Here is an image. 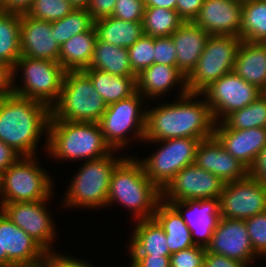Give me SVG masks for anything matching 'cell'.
Wrapping results in <instances>:
<instances>
[{
  "label": "cell",
  "instance_id": "cell-1",
  "mask_svg": "<svg viewBox=\"0 0 266 267\" xmlns=\"http://www.w3.org/2000/svg\"><path fill=\"white\" fill-rule=\"evenodd\" d=\"M179 92L177 102L146 109V142L179 137L202 141L213 137L216 122L206 99L197 101L201 93L188 92L186 86H181Z\"/></svg>",
  "mask_w": 266,
  "mask_h": 267
},
{
  "label": "cell",
  "instance_id": "cell-53",
  "mask_svg": "<svg viewBox=\"0 0 266 267\" xmlns=\"http://www.w3.org/2000/svg\"><path fill=\"white\" fill-rule=\"evenodd\" d=\"M69 3L75 8H84L88 7L90 0H68Z\"/></svg>",
  "mask_w": 266,
  "mask_h": 267
},
{
  "label": "cell",
  "instance_id": "cell-2",
  "mask_svg": "<svg viewBox=\"0 0 266 267\" xmlns=\"http://www.w3.org/2000/svg\"><path fill=\"white\" fill-rule=\"evenodd\" d=\"M51 108L14 93L0 98V140L21 157H36L43 132L48 133Z\"/></svg>",
  "mask_w": 266,
  "mask_h": 267
},
{
  "label": "cell",
  "instance_id": "cell-12",
  "mask_svg": "<svg viewBox=\"0 0 266 267\" xmlns=\"http://www.w3.org/2000/svg\"><path fill=\"white\" fill-rule=\"evenodd\" d=\"M262 93L260 89L232 71L213 81L201 95L206 96L207 104L217 123L222 122L230 113L254 102Z\"/></svg>",
  "mask_w": 266,
  "mask_h": 267
},
{
  "label": "cell",
  "instance_id": "cell-37",
  "mask_svg": "<svg viewBox=\"0 0 266 267\" xmlns=\"http://www.w3.org/2000/svg\"><path fill=\"white\" fill-rule=\"evenodd\" d=\"M75 7L68 0H34L27 15L48 22L64 18Z\"/></svg>",
  "mask_w": 266,
  "mask_h": 267
},
{
  "label": "cell",
  "instance_id": "cell-9",
  "mask_svg": "<svg viewBox=\"0 0 266 267\" xmlns=\"http://www.w3.org/2000/svg\"><path fill=\"white\" fill-rule=\"evenodd\" d=\"M241 41L236 36L210 35L195 69L186 78L187 91L201 93L213 81L232 72Z\"/></svg>",
  "mask_w": 266,
  "mask_h": 267
},
{
  "label": "cell",
  "instance_id": "cell-3",
  "mask_svg": "<svg viewBox=\"0 0 266 267\" xmlns=\"http://www.w3.org/2000/svg\"><path fill=\"white\" fill-rule=\"evenodd\" d=\"M161 190L145 175L139 159L124 158L114 169L107 205L119 203L131 209L136 220L153 218Z\"/></svg>",
  "mask_w": 266,
  "mask_h": 267
},
{
  "label": "cell",
  "instance_id": "cell-47",
  "mask_svg": "<svg viewBox=\"0 0 266 267\" xmlns=\"http://www.w3.org/2000/svg\"><path fill=\"white\" fill-rule=\"evenodd\" d=\"M203 267H248V266L241 261L213 254L206 250Z\"/></svg>",
  "mask_w": 266,
  "mask_h": 267
},
{
  "label": "cell",
  "instance_id": "cell-23",
  "mask_svg": "<svg viewBox=\"0 0 266 267\" xmlns=\"http://www.w3.org/2000/svg\"><path fill=\"white\" fill-rule=\"evenodd\" d=\"M209 36L193 21L184 22L171 35L177 51V68L186 78L195 69Z\"/></svg>",
  "mask_w": 266,
  "mask_h": 267
},
{
  "label": "cell",
  "instance_id": "cell-43",
  "mask_svg": "<svg viewBox=\"0 0 266 267\" xmlns=\"http://www.w3.org/2000/svg\"><path fill=\"white\" fill-rule=\"evenodd\" d=\"M87 262L88 261L77 260L66 255H58L54 253V250H50L44 252L39 267H93Z\"/></svg>",
  "mask_w": 266,
  "mask_h": 267
},
{
  "label": "cell",
  "instance_id": "cell-26",
  "mask_svg": "<svg viewBox=\"0 0 266 267\" xmlns=\"http://www.w3.org/2000/svg\"><path fill=\"white\" fill-rule=\"evenodd\" d=\"M129 242L130 256H170L166 233L154 219H139Z\"/></svg>",
  "mask_w": 266,
  "mask_h": 267
},
{
  "label": "cell",
  "instance_id": "cell-52",
  "mask_svg": "<svg viewBox=\"0 0 266 267\" xmlns=\"http://www.w3.org/2000/svg\"><path fill=\"white\" fill-rule=\"evenodd\" d=\"M146 7H163L176 10V0H144Z\"/></svg>",
  "mask_w": 266,
  "mask_h": 267
},
{
  "label": "cell",
  "instance_id": "cell-7",
  "mask_svg": "<svg viewBox=\"0 0 266 267\" xmlns=\"http://www.w3.org/2000/svg\"><path fill=\"white\" fill-rule=\"evenodd\" d=\"M50 177L34 156L20 157L1 174L0 208L5 203L50 199L53 191Z\"/></svg>",
  "mask_w": 266,
  "mask_h": 267
},
{
  "label": "cell",
  "instance_id": "cell-20",
  "mask_svg": "<svg viewBox=\"0 0 266 267\" xmlns=\"http://www.w3.org/2000/svg\"><path fill=\"white\" fill-rule=\"evenodd\" d=\"M20 31L21 56L59 63L60 46L56 42L51 22L38 20L23 13L20 19Z\"/></svg>",
  "mask_w": 266,
  "mask_h": 267
},
{
  "label": "cell",
  "instance_id": "cell-18",
  "mask_svg": "<svg viewBox=\"0 0 266 267\" xmlns=\"http://www.w3.org/2000/svg\"><path fill=\"white\" fill-rule=\"evenodd\" d=\"M165 203L170 204L185 221L193 243L206 248L221 218L219 198Z\"/></svg>",
  "mask_w": 266,
  "mask_h": 267
},
{
  "label": "cell",
  "instance_id": "cell-16",
  "mask_svg": "<svg viewBox=\"0 0 266 267\" xmlns=\"http://www.w3.org/2000/svg\"><path fill=\"white\" fill-rule=\"evenodd\" d=\"M46 201L48 199L5 203L0 209L45 251H50L56 230L52 216L46 210Z\"/></svg>",
  "mask_w": 266,
  "mask_h": 267
},
{
  "label": "cell",
  "instance_id": "cell-5",
  "mask_svg": "<svg viewBox=\"0 0 266 267\" xmlns=\"http://www.w3.org/2000/svg\"><path fill=\"white\" fill-rule=\"evenodd\" d=\"M107 104L83 70L65 72L58 101L51 107V118L62 121L99 122Z\"/></svg>",
  "mask_w": 266,
  "mask_h": 267
},
{
  "label": "cell",
  "instance_id": "cell-14",
  "mask_svg": "<svg viewBox=\"0 0 266 267\" xmlns=\"http://www.w3.org/2000/svg\"><path fill=\"white\" fill-rule=\"evenodd\" d=\"M224 185V181L218 176L193 163L184 167L173 177L161 191V200L177 202L219 198Z\"/></svg>",
  "mask_w": 266,
  "mask_h": 267
},
{
  "label": "cell",
  "instance_id": "cell-28",
  "mask_svg": "<svg viewBox=\"0 0 266 267\" xmlns=\"http://www.w3.org/2000/svg\"><path fill=\"white\" fill-rule=\"evenodd\" d=\"M97 32L95 26L70 38L60 47L59 63L66 70L88 68L94 52Z\"/></svg>",
  "mask_w": 266,
  "mask_h": 267
},
{
  "label": "cell",
  "instance_id": "cell-35",
  "mask_svg": "<svg viewBox=\"0 0 266 267\" xmlns=\"http://www.w3.org/2000/svg\"><path fill=\"white\" fill-rule=\"evenodd\" d=\"M222 123L227 128L236 130L266 128V92L246 107L230 113Z\"/></svg>",
  "mask_w": 266,
  "mask_h": 267
},
{
  "label": "cell",
  "instance_id": "cell-55",
  "mask_svg": "<svg viewBox=\"0 0 266 267\" xmlns=\"http://www.w3.org/2000/svg\"><path fill=\"white\" fill-rule=\"evenodd\" d=\"M0 189H1V173H0Z\"/></svg>",
  "mask_w": 266,
  "mask_h": 267
},
{
  "label": "cell",
  "instance_id": "cell-8",
  "mask_svg": "<svg viewBox=\"0 0 266 267\" xmlns=\"http://www.w3.org/2000/svg\"><path fill=\"white\" fill-rule=\"evenodd\" d=\"M23 69V87L13 84L12 93L52 107L59 99L66 70L60 63L21 56L13 67V83L17 70Z\"/></svg>",
  "mask_w": 266,
  "mask_h": 267
},
{
  "label": "cell",
  "instance_id": "cell-45",
  "mask_svg": "<svg viewBox=\"0 0 266 267\" xmlns=\"http://www.w3.org/2000/svg\"><path fill=\"white\" fill-rule=\"evenodd\" d=\"M204 0H176V11L185 21H194L198 16Z\"/></svg>",
  "mask_w": 266,
  "mask_h": 267
},
{
  "label": "cell",
  "instance_id": "cell-41",
  "mask_svg": "<svg viewBox=\"0 0 266 267\" xmlns=\"http://www.w3.org/2000/svg\"><path fill=\"white\" fill-rule=\"evenodd\" d=\"M144 0H117L112 16L129 22H142L145 12Z\"/></svg>",
  "mask_w": 266,
  "mask_h": 267
},
{
  "label": "cell",
  "instance_id": "cell-19",
  "mask_svg": "<svg viewBox=\"0 0 266 267\" xmlns=\"http://www.w3.org/2000/svg\"><path fill=\"white\" fill-rule=\"evenodd\" d=\"M243 0H204L193 21L209 35L241 38Z\"/></svg>",
  "mask_w": 266,
  "mask_h": 267
},
{
  "label": "cell",
  "instance_id": "cell-22",
  "mask_svg": "<svg viewBox=\"0 0 266 267\" xmlns=\"http://www.w3.org/2000/svg\"><path fill=\"white\" fill-rule=\"evenodd\" d=\"M194 163L218 176L224 183L238 181L248 175V169L228 153L214 136L199 143Z\"/></svg>",
  "mask_w": 266,
  "mask_h": 267
},
{
  "label": "cell",
  "instance_id": "cell-10",
  "mask_svg": "<svg viewBox=\"0 0 266 267\" xmlns=\"http://www.w3.org/2000/svg\"><path fill=\"white\" fill-rule=\"evenodd\" d=\"M143 101V96L136 91L129 98L107 105L98 123L106 143L112 150L128 145L129 137H126V134L128 135L132 129L135 130L132 134L144 141L146 111H143V106L141 107L144 105Z\"/></svg>",
  "mask_w": 266,
  "mask_h": 267
},
{
  "label": "cell",
  "instance_id": "cell-42",
  "mask_svg": "<svg viewBox=\"0 0 266 267\" xmlns=\"http://www.w3.org/2000/svg\"><path fill=\"white\" fill-rule=\"evenodd\" d=\"M176 53L171 36L154 38V63L177 66Z\"/></svg>",
  "mask_w": 266,
  "mask_h": 267
},
{
  "label": "cell",
  "instance_id": "cell-51",
  "mask_svg": "<svg viewBox=\"0 0 266 267\" xmlns=\"http://www.w3.org/2000/svg\"><path fill=\"white\" fill-rule=\"evenodd\" d=\"M21 156L10 146L0 140V173L14 164Z\"/></svg>",
  "mask_w": 266,
  "mask_h": 267
},
{
  "label": "cell",
  "instance_id": "cell-24",
  "mask_svg": "<svg viewBox=\"0 0 266 267\" xmlns=\"http://www.w3.org/2000/svg\"><path fill=\"white\" fill-rule=\"evenodd\" d=\"M233 71L246 82L266 92V43L242 40Z\"/></svg>",
  "mask_w": 266,
  "mask_h": 267
},
{
  "label": "cell",
  "instance_id": "cell-34",
  "mask_svg": "<svg viewBox=\"0 0 266 267\" xmlns=\"http://www.w3.org/2000/svg\"><path fill=\"white\" fill-rule=\"evenodd\" d=\"M184 22L176 10L145 7L143 33L153 38L171 36Z\"/></svg>",
  "mask_w": 266,
  "mask_h": 267
},
{
  "label": "cell",
  "instance_id": "cell-31",
  "mask_svg": "<svg viewBox=\"0 0 266 267\" xmlns=\"http://www.w3.org/2000/svg\"><path fill=\"white\" fill-rule=\"evenodd\" d=\"M83 71L107 105L129 98L136 92L137 77L111 75L96 69Z\"/></svg>",
  "mask_w": 266,
  "mask_h": 267
},
{
  "label": "cell",
  "instance_id": "cell-44",
  "mask_svg": "<svg viewBox=\"0 0 266 267\" xmlns=\"http://www.w3.org/2000/svg\"><path fill=\"white\" fill-rule=\"evenodd\" d=\"M117 0H90L87 11L94 21L112 16Z\"/></svg>",
  "mask_w": 266,
  "mask_h": 267
},
{
  "label": "cell",
  "instance_id": "cell-39",
  "mask_svg": "<svg viewBox=\"0 0 266 267\" xmlns=\"http://www.w3.org/2000/svg\"><path fill=\"white\" fill-rule=\"evenodd\" d=\"M245 224L254 252L266 256V211L245 219Z\"/></svg>",
  "mask_w": 266,
  "mask_h": 267
},
{
  "label": "cell",
  "instance_id": "cell-38",
  "mask_svg": "<svg viewBox=\"0 0 266 267\" xmlns=\"http://www.w3.org/2000/svg\"><path fill=\"white\" fill-rule=\"evenodd\" d=\"M130 64L133 72L138 75L145 68L154 64V38L143 35L128 48Z\"/></svg>",
  "mask_w": 266,
  "mask_h": 267
},
{
  "label": "cell",
  "instance_id": "cell-15",
  "mask_svg": "<svg viewBox=\"0 0 266 267\" xmlns=\"http://www.w3.org/2000/svg\"><path fill=\"white\" fill-rule=\"evenodd\" d=\"M44 252L0 209V267L39 266Z\"/></svg>",
  "mask_w": 266,
  "mask_h": 267
},
{
  "label": "cell",
  "instance_id": "cell-40",
  "mask_svg": "<svg viewBox=\"0 0 266 267\" xmlns=\"http://www.w3.org/2000/svg\"><path fill=\"white\" fill-rule=\"evenodd\" d=\"M206 248L194 245L170 255V267H203Z\"/></svg>",
  "mask_w": 266,
  "mask_h": 267
},
{
  "label": "cell",
  "instance_id": "cell-48",
  "mask_svg": "<svg viewBox=\"0 0 266 267\" xmlns=\"http://www.w3.org/2000/svg\"><path fill=\"white\" fill-rule=\"evenodd\" d=\"M248 175L266 186V145L257 155L253 165L248 169Z\"/></svg>",
  "mask_w": 266,
  "mask_h": 267
},
{
  "label": "cell",
  "instance_id": "cell-54",
  "mask_svg": "<svg viewBox=\"0 0 266 267\" xmlns=\"http://www.w3.org/2000/svg\"><path fill=\"white\" fill-rule=\"evenodd\" d=\"M16 267H39V266H16Z\"/></svg>",
  "mask_w": 266,
  "mask_h": 267
},
{
  "label": "cell",
  "instance_id": "cell-25",
  "mask_svg": "<svg viewBox=\"0 0 266 267\" xmlns=\"http://www.w3.org/2000/svg\"><path fill=\"white\" fill-rule=\"evenodd\" d=\"M181 82V83H180ZM176 84L186 86V77L178 70L177 66L154 63L142 70L136 78V91L143 97L151 99L165 95Z\"/></svg>",
  "mask_w": 266,
  "mask_h": 267
},
{
  "label": "cell",
  "instance_id": "cell-13",
  "mask_svg": "<svg viewBox=\"0 0 266 267\" xmlns=\"http://www.w3.org/2000/svg\"><path fill=\"white\" fill-rule=\"evenodd\" d=\"M221 217L245 220L266 211V186L247 175L227 182L219 196Z\"/></svg>",
  "mask_w": 266,
  "mask_h": 267
},
{
  "label": "cell",
  "instance_id": "cell-32",
  "mask_svg": "<svg viewBox=\"0 0 266 267\" xmlns=\"http://www.w3.org/2000/svg\"><path fill=\"white\" fill-rule=\"evenodd\" d=\"M21 14L0 10V61L12 69L21 57Z\"/></svg>",
  "mask_w": 266,
  "mask_h": 267
},
{
  "label": "cell",
  "instance_id": "cell-21",
  "mask_svg": "<svg viewBox=\"0 0 266 267\" xmlns=\"http://www.w3.org/2000/svg\"><path fill=\"white\" fill-rule=\"evenodd\" d=\"M213 136L247 169L253 165L257 155L266 145V128L236 130L217 122Z\"/></svg>",
  "mask_w": 266,
  "mask_h": 267
},
{
  "label": "cell",
  "instance_id": "cell-49",
  "mask_svg": "<svg viewBox=\"0 0 266 267\" xmlns=\"http://www.w3.org/2000/svg\"><path fill=\"white\" fill-rule=\"evenodd\" d=\"M13 69L0 61V98L12 93Z\"/></svg>",
  "mask_w": 266,
  "mask_h": 267
},
{
  "label": "cell",
  "instance_id": "cell-17",
  "mask_svg": "<svg viewBox=\"0 0 266 267\" xmlns=\"http://www.w3.org/2000/svg\"><path fill=\"white\" fill-rule=\"evenodd\" d=\"M206 250L241 261L247 266L258 256L252 248L245 220L224 217L219 219Z\"/></svg>",
  "mask_w": 266,
  "mask_h": 267
},
{
  "label": "cell",
  "instance_id": "cell-50",
  "mask_svg": "<svg viewBox=\"0 0 266 267\" xmlns=\"http://www.w3.org/2000/svg\"><path fill=\"white\" fill-rule=\"evenodd\" d=\"M34 0H2L0 2V10L13 13H27L31 8Z\"/></svg>",
  "mask_w": 266,
  "mask_h": 267
},
{
  "label": "cell",
  "instance_id": "cell-6",
  "mask_svg": "<svg viewBox=\"0 0 266 267\" xmlns=\"http://www.w3.org/2000/svg\"><path fill=\"white\" fill-rule=\"evenodd\" d=\"M115 151L106 156L85 161L72 178L62 205L87 209L107 206L112 173L125 158H114Z\"/></svg>",
  "mask_w": 266,
  "mask_h": 267
},
{
  "label": "cell",
  "instance_id": "cell-11",
  "mask_svg": "<svg viewBox=\"0 0 266 267\" xmlns=\"http://www.w3.org/2000/svg\"><path fill=\"white\" fill-rule=\"evenodd\" d=\"M152 142L163 143V146L152 156L139 162L145 175L162 191L178 172L194 163L201 140L194 137H179Z\"/></svg>",
  "mask_w": 266,
  "mask_h": 267
},
{
  "label": "cell",
  "instance_id": "cell-30",
  "mask_svg": "<svg viewBox=\"0 0 266 267\" xmlns=\"http://www.w3.org/2000/svg\"><path fill=\"white\" fill-rule=\"evenodd\" d=\"M97 37L117 47L129 48L144 35L142 22H129L113 16L94 21Z\"/></svg>",
  "mask_w": 266,
  "mask_h": 267
},
{
  "label": "cell",
  "instance_id": "cell-4",
  "mask_svg": "<svg viewBox=\"0 0 266 267\" xmlns=\"http://www.w3.org/2000/svg\"><path fill=\"white\" fill-rule=\"evenodd\" d=\"M45 148L59 160L97 159L113 150L106 143L98 122L50 119Z\"/></svg>",
  "mask_w": 266,
  "mask_h": 267
},
{
  "label": "cell",
  "instance_id": "cell-33",
  "mask_svg": "<svg viewBox=\"0 0 266 267\" xmlns=\"http://www.w3.org/2000/svg\"><path fill=\"white\" fill-rule=\"evenodd\" d=\"M241 39L266 43V0H243Z\"/></svg>",
  "mask_w": 266,
  "mask_h": 267
},
{
  "label": "cell",
  "instance_id": "cell-27",
  "mask_svg": "<svg viewBox=\"0 0 266 267\" xmlns=\"http://www.w3.org/2000/svg\"><path fill=\"white\" fill-rule=\"evenodd\" d=\"M153 218L166 233V241L171 254L195 245L190 229L170 204L161 200L156 206Z\"/></svg>",
  "mask_w": 266,
  "mask_h": 267
},
{
  "label": "cell",
  "instance_id": "cell-36",
  "mask_svg": "<svg viewBox=\"0 0 266 267\" xmlns=\"http://www.w3.org/2000/svg\"><path fill=\"white\" fill-rule=\"evenodd\" d=\"M93 26L94 20L87 9L84 8H74L64 18L51 22L56 42L60 47L73 36L86 32Z\"/></svg>",
  "mask_w": 266,
  "mask_h": 267
},
{
  "label": "cell",
  "instance_id": "cell-46",
  "mask_svg": "<svg viewBox=\"0 0 266 267\" xmlns=\"http://www.w3.org/2000/svg\"><path fill=\"white\" fill-rule=\"evenodd\" d=\"M130 267H170V256H131Z\"/></svg>",
  "mask_w": 266,
  "mask_h": 267
},
{
  "label": "cell",
  "instance_id": "cell-29",
  "mask_svg": "<svg viewBox=\"0 0 266 267\" xmlns=\"http://www.w3.org/2000/svg\"><path fill=\"white\" fill-rule=\"evenodd\" d=\"M85 69H96L111 75L137 77L131 68L128 48L111 45L98 37L91 63Z\"/></svg>",
  "mask_w": 266,
  "mask_h": 267
}]
</instances>
